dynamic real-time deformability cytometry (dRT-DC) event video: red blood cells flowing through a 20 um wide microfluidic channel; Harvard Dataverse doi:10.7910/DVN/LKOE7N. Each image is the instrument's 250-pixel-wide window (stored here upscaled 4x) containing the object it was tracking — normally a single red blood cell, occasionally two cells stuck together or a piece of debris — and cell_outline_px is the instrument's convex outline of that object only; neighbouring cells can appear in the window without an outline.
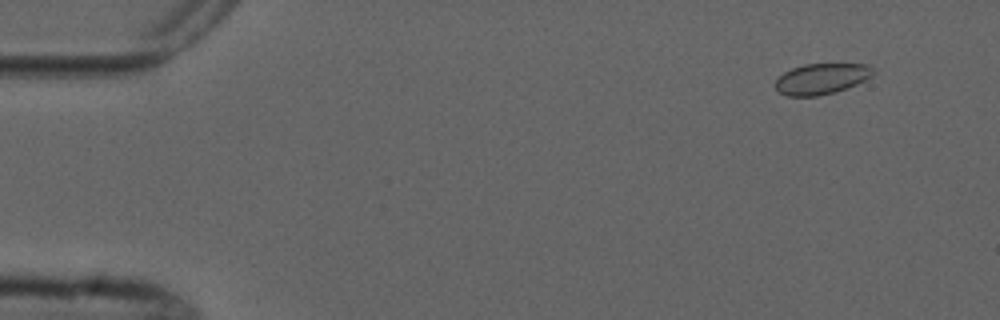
{"species": "common noctule bat (a hibernating species)", "species_latin": "Nyctalus noctula", "temperature_condition": "cold", "stored_images_in_passage": 6, "camera_frame_rate_fps": 3000, "um_per_image_px": 0.085, "animal": {"sex": "male", "forearm_length_mm": 52.5}, "frame": {"image": 1, "passage_image": 2, "time_ms": 1.0, "image_size_px": [1000, 320], "cell_outline_px": [[872, 76], [856, 84], [836, 92], [816, 96], [788, 96], [780, 92], [776, 88], [776, 80], [784, 72], [792, 68], [804, 64], [868, 64], [872, 68]], "centroid_in_image_um": [69.82, 6.69], "position_along_channel_um": 15.2, "area_um2": 17.34}}
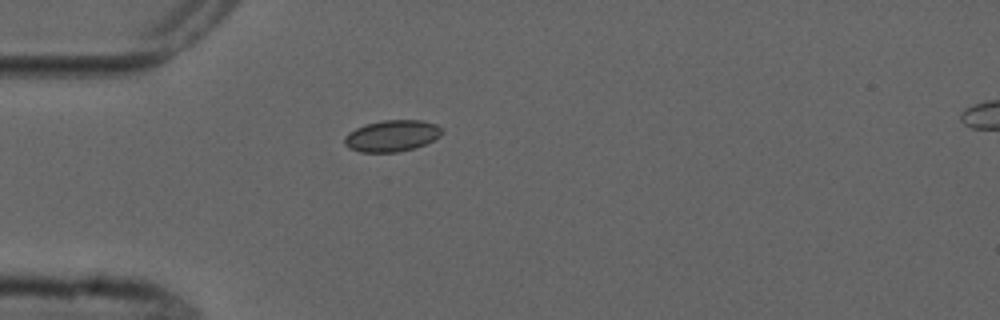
{"frame": {"image": 2, "passage_image": 5, "time_ms": 4.667, "image_size_px": [1000, 320], "cell_outline_px": [[444, 132], [440, 136], [416, 148], [396, 152], [360, 152], [348, 148], [344, 144], [344, 136], [348, 132], [364, 124], [384, 120], [420, 120], [436, 124]], "centroid_in_image_um": [33.28, 11.54], "position_along_channel_um": 51.7, "area_um2": 17.92}}